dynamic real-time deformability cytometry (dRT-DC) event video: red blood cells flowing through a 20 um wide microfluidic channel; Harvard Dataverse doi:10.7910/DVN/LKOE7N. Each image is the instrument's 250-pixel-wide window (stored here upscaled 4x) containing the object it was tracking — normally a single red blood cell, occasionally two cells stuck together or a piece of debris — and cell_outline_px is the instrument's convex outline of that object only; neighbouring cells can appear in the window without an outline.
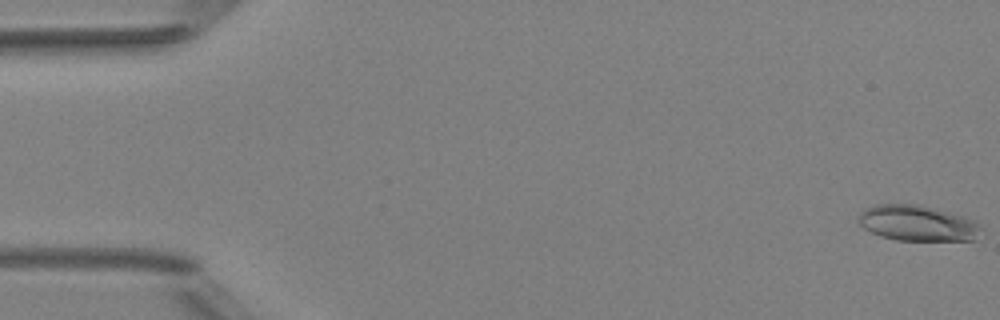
{"species": "Egyptian fruit bat (a non-hibernating species)", "species_latin": "Rousettus aegyptiacus", "temperature_condition": "room temperature", "stored_images_in_passage": 5, "camera_frame_rate_fps": 3000, "um_per_image_px": 0.085, "animal": {"sex": "female"}, "frame": {"image": 1, "passage_image": 1, "time_ms": 0.0, "image_size_px": [1000, 320], "cell_outline_px": [[984, 228], [976, 240], [896, 240], [880, 236], [864, 228], [860, 224], [860, 212], [864, 208], [876, 204], [920, 204], [964, 216], [976, 220]], "centroid_in_image_um": [78.04, 18.97], "position_along_channel_um": 7.0, "area_um2": 25.72}}